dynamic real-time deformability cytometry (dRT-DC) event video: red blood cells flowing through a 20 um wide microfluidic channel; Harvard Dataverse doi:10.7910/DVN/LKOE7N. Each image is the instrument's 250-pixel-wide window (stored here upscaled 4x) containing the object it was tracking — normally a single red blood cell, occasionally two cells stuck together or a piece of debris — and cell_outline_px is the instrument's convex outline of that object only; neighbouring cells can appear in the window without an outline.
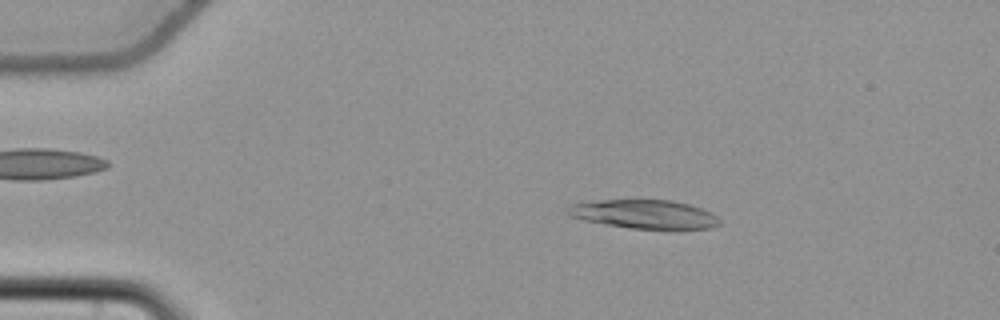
{"species": "common noctule bat (a hibernating species)", "species_latin": "Nyctalus noctula", "temperature_condition": "cold", "stored_images_in_passage": 56, "camera_frame_rate_fps": 3000, "um_per_image_px": 0.085, "animal": {"sex": "female", "body_mass_g": 22.7, "forearm_length_mm": 54.2}, "frame": {"image": 1, "passage_image": 11, "time_ms": 3.333, "image_size_px": [1000, 320], "cell_outline_px": [[720, 224], [708, 228], [672, 232], [632, 228], [584, 220], [572, 216], [564, 212], [564, 208], [572, 204], [596, 200], [672, 200], [688, 204], [712, 212], [720, 220]], "centroid_in_image_um": [54.83, 18.24], "position_along_channel_um": 30.2, "area_um2": 26.18}}